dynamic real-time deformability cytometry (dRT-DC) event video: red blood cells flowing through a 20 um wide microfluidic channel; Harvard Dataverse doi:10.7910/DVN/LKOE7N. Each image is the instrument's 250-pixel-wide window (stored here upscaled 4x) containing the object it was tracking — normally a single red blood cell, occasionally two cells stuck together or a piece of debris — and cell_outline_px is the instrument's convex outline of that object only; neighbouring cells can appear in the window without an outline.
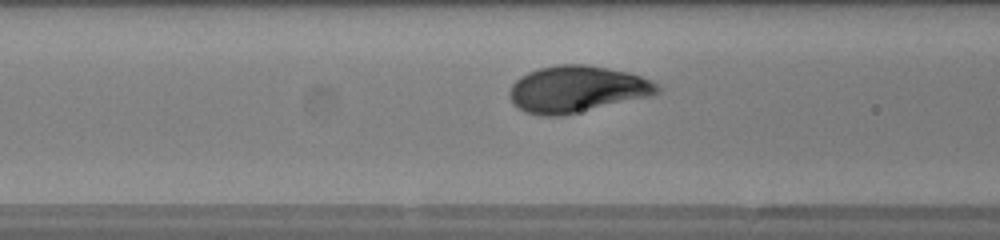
{"species": "human", "species_latin": "Homo sapiens", "temperature_condition": "warm", "stored_images_in_passage": 31, "camera_frame_rate_fps": 3000, "um_per_image_px": 0.085, "donor": {"sex": "female"}, "frame": {"image": 1, "passage_image": 11, "time_ms": 3.333, "image_size_px": [1000, 240], "cell_outline_px": [[660, 92], [652, 96], [560, 116], [540, 116], [524, 112], [512, 104], [508, 96], [508, 92], [512, 84], [520, 76], [528, 72], [540, 68], [560, 64], [584, 64], [608, 68], [628, 72], [652, 80], [660, 88]], "centroid_in_image_um": [49.01, 7.58], "position_along_channel_um": 117.6, "area_um2": 40.34}}
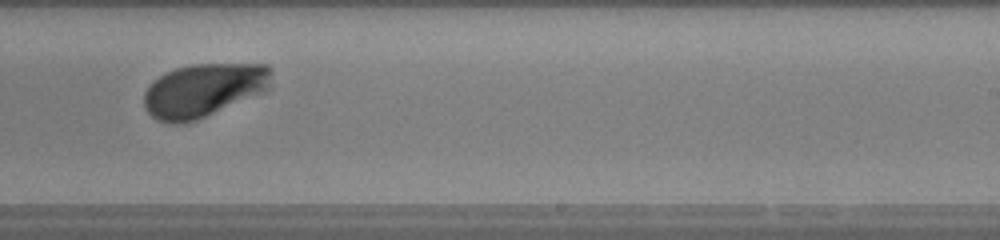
{"frame": {"image": 2, "passage_image": 22, "time_ms": 7.0, "image_size_px": [1000, 240], "cell_outline_px": [[272, 88], [268, 92], [196, 120], [184, 124], [172, 124], [156, 120], [148, 112], [144, 104], [144, 92], [160, 76], [176, 68], [192, 64], [268, 64], [272, 72]], "centroid_in_image_um": [17.39, 7.68], "position_along_channel_um": 271.6, "area_um2": 40.23}}
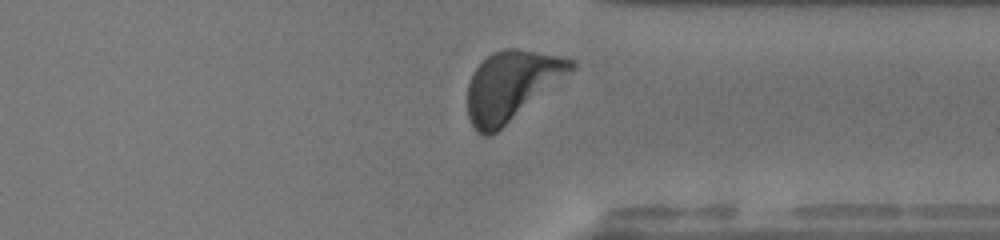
{"frame": {"image": 3, "passage_image": 29, "time_ms": 9.333, "image_size_px": [1000, 240], "cell_outline_px": [[576, 68], [496, 132], [488, 136], [484, 136], [476, 132], [468, 116], [468, 84], [472, 72], [492, 52], [504, 48], [520, 48], [576, 60]], "centroid_in_image_um": [43.46, 7.25], "position_along_channel_um": 367.9, "area_um2": 41.44}, "authors_computed_cell_mechanics": {"area_um2": 39.4774, "velocity_mm_per_s": 4.2181, "shape_relaxation_time_tau1_ms": 1.6499, "shape_relaxation_time_tau2_ms": null, "deformation_change_tau1": 0.1326, "deformation_change_tau2": null}}